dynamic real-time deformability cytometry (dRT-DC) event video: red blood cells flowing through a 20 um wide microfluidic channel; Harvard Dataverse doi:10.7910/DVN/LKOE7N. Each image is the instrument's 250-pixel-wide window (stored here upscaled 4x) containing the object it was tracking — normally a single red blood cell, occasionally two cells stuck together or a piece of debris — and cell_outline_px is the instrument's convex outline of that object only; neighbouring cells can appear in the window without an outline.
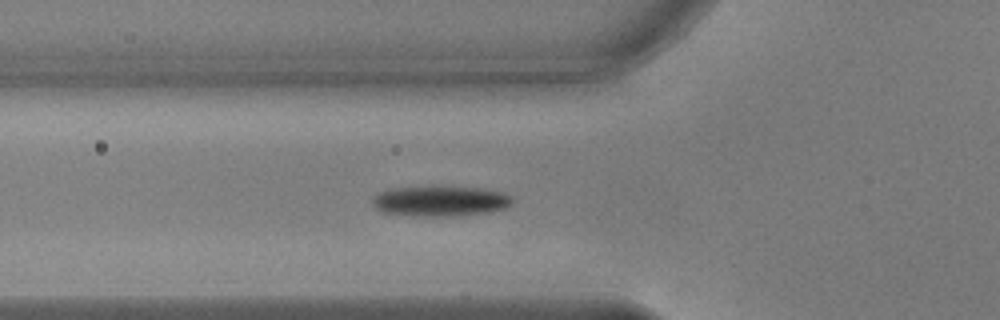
{"species": "common noctule bat (a hibernating species)", "species_latin": "Nyctalus noctula", "temperature_condition": "warm", "stored_images_in_passage": 4, "camera_frame_rate_fps": 3000, "um_per_image_px": 0.085, "animal": {"sex": "male", "body_mass_g": 17.9, "forearm_length_mm": 54.2}, "frame": {"image": 1, "passage_image": 2, "time_ms": 0.333, "image_size_px": [1000, 320], "cell_outline_px": [[516, 200], [508, 208], [492, 212], [452, 216], [412, 216], [380, 212], [372, 204], [372, 200], [380, 192], [388, 188], [432, 184], [436, 184], [484, 188], [504, 192], [512, 196]], "centroid_in_image_um": [37.47, 17.05], "position_along_channel_um": 88.3, "area_um2": 26.18}}